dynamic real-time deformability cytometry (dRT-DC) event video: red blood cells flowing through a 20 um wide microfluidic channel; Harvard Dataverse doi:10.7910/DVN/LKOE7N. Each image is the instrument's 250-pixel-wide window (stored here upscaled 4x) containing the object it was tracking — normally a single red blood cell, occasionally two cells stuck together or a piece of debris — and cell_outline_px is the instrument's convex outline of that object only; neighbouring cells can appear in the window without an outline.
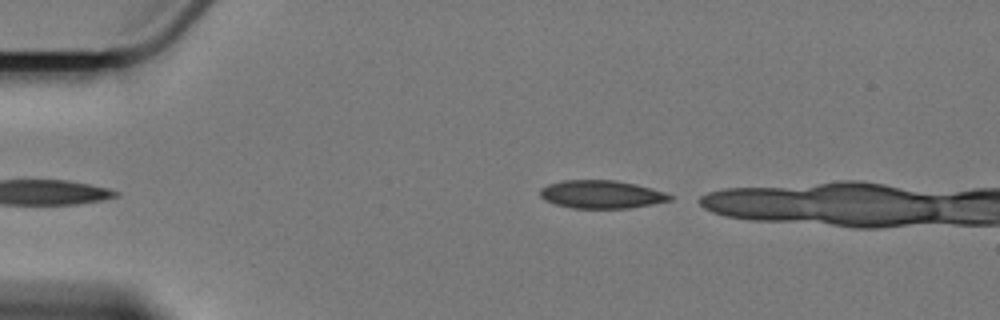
{"species": "Egyptian fruit bat (a non-hibernating species)", "species_latin": "Rousettus aegyptiacus", "temperature_condition": "cold", "stored_images_in_passage": 4, "segment_of_instrument_passage": [2, 2], "camera_frame_rate_fps": 3000, "um_per_image_px": 0.085, "animal": {"sex": "female"}, "frame": {"image": 1, "passage_image": 4, "time_ms": 3.667, "image_size_px": [1000, 320], "cell_outline_px": [[672, 200], [652, 204], [628, 208], [572, 208], [556, 204], [544, 200], [540, 196], [540, 188], [548, 184], [564, 180], [616, 180], [636, 184], [652, 188], [664, 192], [672, 196]], "centroid_in_image_um": [51.11, 16.52], "position_along_channel_um": 33.9, "area_um2": 21.21}}